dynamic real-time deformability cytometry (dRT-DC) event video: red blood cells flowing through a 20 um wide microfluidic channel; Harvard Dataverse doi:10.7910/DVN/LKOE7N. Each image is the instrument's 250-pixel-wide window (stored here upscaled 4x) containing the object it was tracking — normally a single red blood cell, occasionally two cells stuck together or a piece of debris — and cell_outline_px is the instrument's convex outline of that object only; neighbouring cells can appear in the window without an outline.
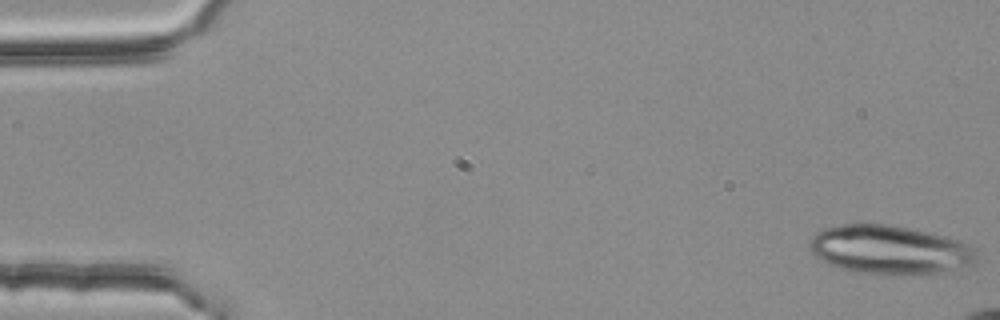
{"species": "common noctule bat (a hibernating species)", "species_latin": "Nyctalus noctula", "temperature_condition": "room temperature", "stored_images_in_passage": 5, "camera_frame_rate_fps": 3000, "um_per_image_px": 0.085, "animal": {"sex": "female", "body_mass_g": 25.1}, "frame": {"image": 1, "passage_image": 1, "time_ms": 0.0, "image_size_px": [1000, 320], "cell_outline_px": [[980, 252], [976, 264], [940, 272], [912, 276], [884, 276], [856, 272], [840, 268], [828, 264], [816, 256], [812, 252], [812, 236], [816, 232], [824, 228], [844, 224], [884, 224], [908, 228], [928, 232], [960, 240], [972, 244]], "centroid_in_image_um": [75.72, 21.26], "position_along_channel_um": 9.3, "area_um2": 48.26}}